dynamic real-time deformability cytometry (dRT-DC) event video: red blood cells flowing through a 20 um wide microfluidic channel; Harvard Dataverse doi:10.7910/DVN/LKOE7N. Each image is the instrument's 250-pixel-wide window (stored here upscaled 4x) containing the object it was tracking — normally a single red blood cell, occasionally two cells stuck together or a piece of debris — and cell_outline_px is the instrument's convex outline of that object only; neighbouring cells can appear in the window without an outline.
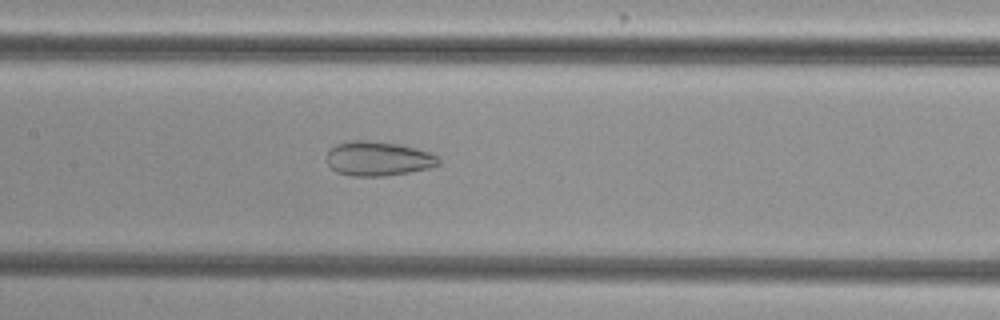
{"species": "common noctule bat (a hibernating species)", "species_latin": "Nyctalus noctula", "temperature_condition": "cold", "stored_images_in_passage": 54, "camera_frame_rate_fps": 3000, "um_per_image_px": 0.085, "animal": {"sex": "female", "body_mass_g": 29.2, "forearm_length_mm": 56.3}, "frame": {"image": 1, "passage_image": 26, "time_ms": 8.333, "image_size_px": [1000, 320], "cell_outline_px": [[440, 164], [428, 168], [408, 172], [384, 176], [352, 176], [336, 172], [328, 164], [328, 152], [336, 144], [348, 140], [368, 140], [400, 144], [432, 152], [440, 160]], "centroid_in_image_um": [32.15, 13.47], "position_along_channel_um": 175.2, "area_um2": 22.48}}
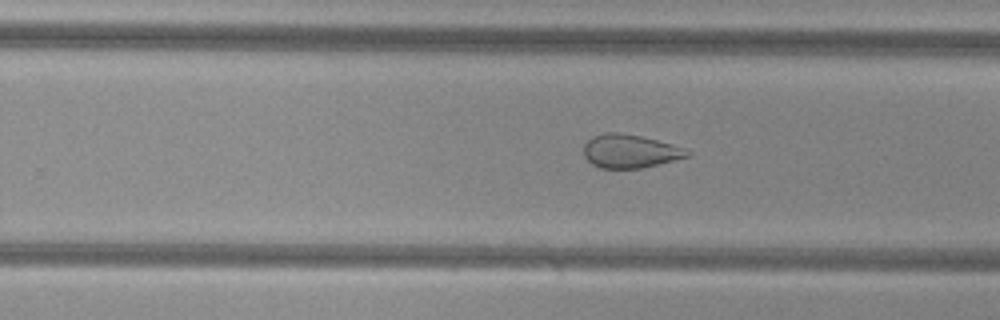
{"frame": {"image": 2, "passage_image": 34, "time_ms": 11.0, "image_size_px": [1000, 320], "cell_outline_px": [[692, 156], [640, 168], [600, 168], [592, 164], [584, 156], [584, 144], [592, 136], [608, 132], [620, 132], [640, 136], [672, 144], [684, 148], [692, 152]], "centroid_in_image_um": [53.56, 12.85], "position_along_channel_um": 276.2, "area_um2": 20.17}}
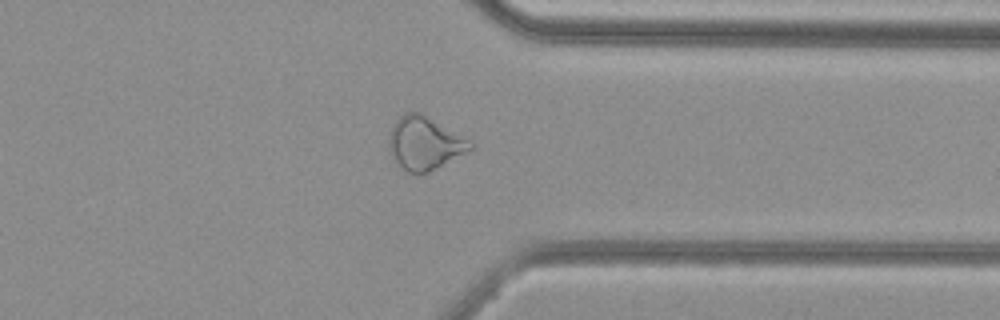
{"frame": {"image": 3, "passage_image": 42, "time_ms": 13.667, "image_size_px": [1000, 320], "cell_outline_px": [[476, 144], [472, 148], [428, 172], [408, 172], [392, 160], [388, 148], [388, 140], [392, 128], [396, 120], [404, 112], [420, 112], [472, 140]], "centroid_in_image_um": [36.07, 12.15], "position_along_channel_um": 375.3, "area_um2": 25.03}, "authors_computed_cell_mechanics": {"area_um2": 28.7844, "velocity_mm_per_s": 3.7988, "shape_relaxation_time_tau1_ms": null, "shape_relaxation_time_tau2_ms": 1.8759, "deformation_change_tau1": null, "deformation_change_tau2": 0.0862}}